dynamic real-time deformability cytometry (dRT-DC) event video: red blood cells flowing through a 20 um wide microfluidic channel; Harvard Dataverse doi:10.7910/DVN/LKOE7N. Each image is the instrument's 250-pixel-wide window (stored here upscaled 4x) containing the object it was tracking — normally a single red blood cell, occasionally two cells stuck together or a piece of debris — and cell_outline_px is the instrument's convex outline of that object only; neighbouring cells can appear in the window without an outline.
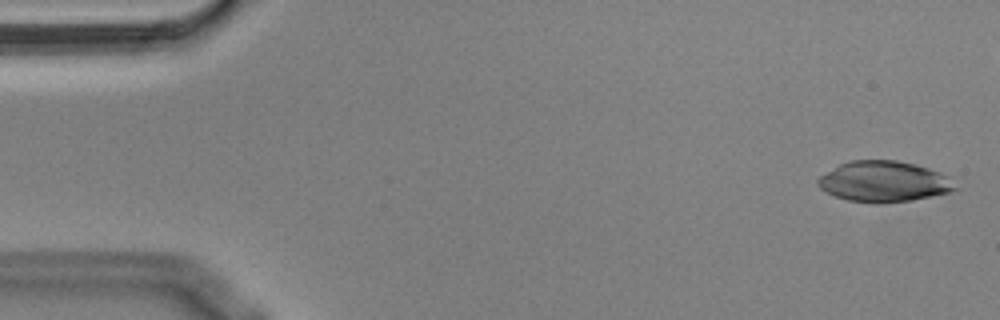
{"species": "Egyptian fruit bat (a non-hibernating species)", "species_latin": "Rousettus aegyptiacus", "temperature_condition": "cold", "stored_images_in_passage": 31, "camera_frame_rate_fps": 3000, "um_per_image_px": 0.085, "animal": {"sex": "male"}, "frame": {"image": 1, "passage_image": 2, "time_ms": 0.333, "image_size_px": [1000, 320], "cell_outline_px": [[960, 188], [948, 192], [912, 200], [848, 200], [836, 196], [820, 188], [816, 184], [816, 180], [820, 176], [840, 164], [852, 160], [896, 160], [916, 164], [940, 172], [948, 176]], "centroid_in_image_um": [75.16, 15.38], "position_along_channel_um": 9.8, "area_um2": 31.67}}
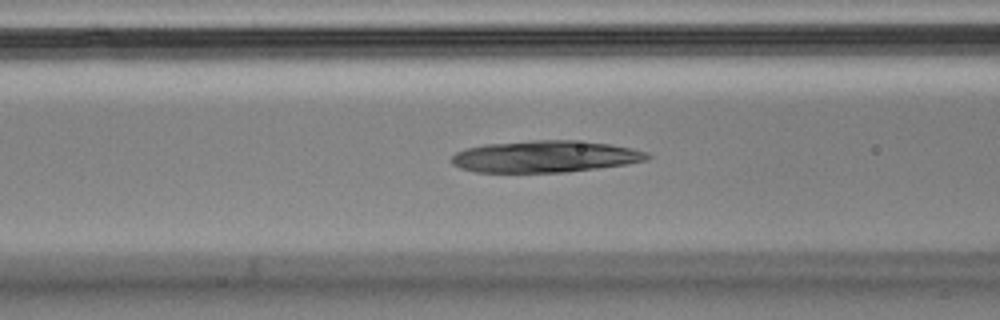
{"frame": {"image": 2, "passage_image": 21, "time_ms": 6.667, "image_size_px": [1000, 320], "cell_outline_px": [[652, 156], [648, 160], [628, 164], [568, 172], [476, 172], [460, 168], [452, 164], [452, 156], [456, 152], [468, 148], [484, 144], [536, 140], [572, 140], [608, 144], [632, 148], [648, 152]], "centroid_in_image_um": [46.37, 13.31], "position_along_channel_um": 120.2, "area_um2": 36.24}}
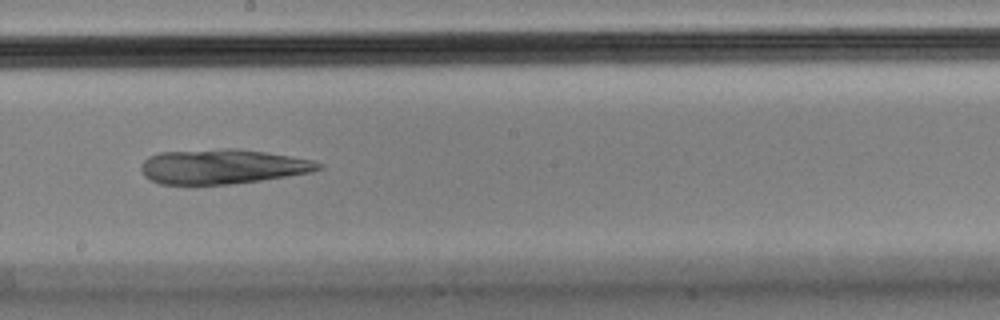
{"frame": {"image": 3, "passage_image": 30, "time_ms": 9.667, "image_size_px": [1000, 320], "cell_outline_px": [[324, 168], [312, 172], [260, 180], [228, 184], [160, 184], [144, 176], [140, 168], [140, 164], [148, 156], [160, 152], [224, 148], [236, 148], [264, 152], [312, 160], [324, 164]], "centroid_in_image_um": [18.89, 14.15], "position_along_channel_um": 229.3, "area_um2": 35.84}}